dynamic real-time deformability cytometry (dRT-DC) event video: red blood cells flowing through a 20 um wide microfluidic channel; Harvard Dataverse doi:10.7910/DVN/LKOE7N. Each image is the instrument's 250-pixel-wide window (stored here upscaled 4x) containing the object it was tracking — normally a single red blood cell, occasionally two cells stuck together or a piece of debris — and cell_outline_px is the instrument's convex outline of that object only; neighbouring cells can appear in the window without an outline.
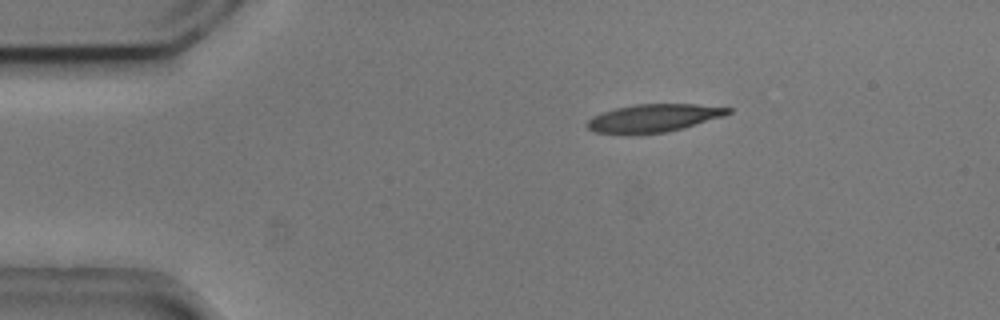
{"species": "common noctule bat (a hibernating species)", "species_latin": "Nyctalus noctula", "temperature_condition": "cold", "stored_images_in_passage": 8, "camera_frame_rate_fps": 3000, "um_per_image_px": 0.085, "animal": {"sex": "male", "body_mass_g": 20.5, "forearm_length_mm": 52.5}, "frame": {"image": 1, "passage_image": 1, "time_ms": 0.0, "image_size_px": [1000, 320], "cell_outline_px": [[732, 112], [724, 116], [684, 128], [668, 132], [632, 136], [628, 136], [596, 132], [588, 128], [584, 124], [592, 116], [616, 108], [636, 104], [696, 104], [732, 108]], "centroid_in_image_um": [55.53, 10.07], "position_along_channel_um": 29.5, "area_um2": 23.47}}
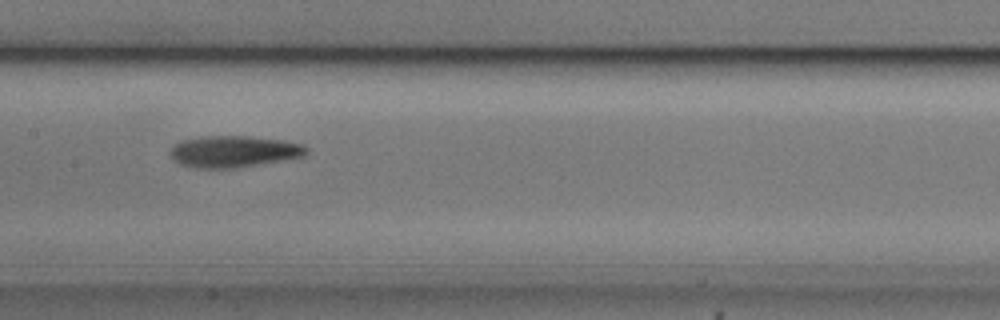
{"frame": {"image": 2, "passage_image": 6, "time_ms": 1.667, "image_size_px": [1000, 320], "cell_outline_px": [[308, 152], [304, 156], [284, 160], [232, 168], [196, 168], [180, 164], [172, 160], [168, 152], [172, 144], [180, 140], [204, 136], [244, 136], [284, 140], [304, 144], [308, 148]], "centroid_in_image_um": [19.83, 12.87], "position_along_channel_um": 187.6, "area_um2": 25.32}}
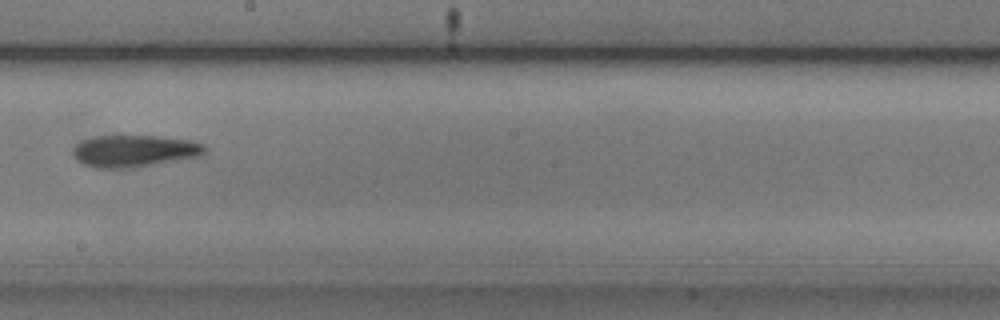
{"frame": {"image": 3, "passage_image": 7, "time_ms": 2.0, "image_size_px": [1000, 320], "cell_outline_px": [[208, 148], [200, 156], [132, 168], [96, 168], [84, 164], [72, 152], [72, 148], [80, 140], [92, 136], [156, 136], [188, 140], [204, 144]], "centroid_in_image_um": [11.41, 12.82], "position_along_channel_um": 236.8, "area_um2": 24.45}}